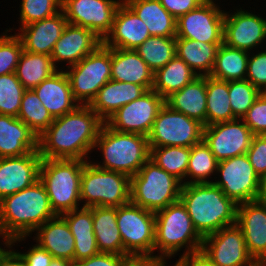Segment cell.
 Instances as JSON below:
<instances>
[{"label": "cell", "instance_id": "obj_1", "mask_svg": "<svg viewBox=\"0 0 266 266\" xmlns=\"http://www.w3.org/2000/svg\"><path fill=\"white\" fill-rule=\"evenodd\" d=\"M103 121L89 105H78L73 111L54 118L48 129L38 137L42 159L85 160L94 149Z\"/></svg>", "mask_w": 266, "mask_h": 266}, {"label": "cell", "instance_id": "obj_2", "mask_svg": "<svg viewBox=\"0 0 266 266\" xmlns=\"http://www.w3.org/2000/svg\"><path fill=\"white\" fill-rule=\"evenodd\" d=\"M55 216L40 180L0 200V229L9 245L20 242Z\"/></svg>", "mask_w": 266, "mask_h": 266}, {"label": "cell", "instance_id": "obj_3", "mask_svg": "<svg viewBox=\"0 0 266 266\" xmlns=\"http://www.w3.org/2000/svg\"><path fill=\"white\" fill-rule=\"evenodd\" d=\"M179 200L202 238L236 223L238 205L213 181L183 184Z\"/></svg>", "mask_w": 266, "mask_h": 266}, {"label": "cell", "instance_id": "obj_4", "mask_svg": "<svg viewBox=\"0 0 266 266\" xmlns=\"http://www.w3.org/2000/svg\"><path fill=\"white\" fill-rule=\"evenodd\" d=\"M101 149L104 161L94 164L98 168L117 171L132 177L149 160L148 137L136 133H122L113 130L106 123L95 141L94 148Z\"/></svg>", "mask_w": 266, "mask_h": 266}, {"label": "cell", "instance_id": "obj_5", "mask_svg": "<svg viewBox=\"0 0 266 266\" xmlns=\"http://www.w3.org/2000/svg\"><path fill=\"white\" fill-rule=\"evenodd\" d=\"M202 241L180 200L155 212L154 251L159 248L161 252L158 261L166 263L167 257L171 258L184 246L187 248L184 253L199 251Z\"/></svg>", "mask_w": 266, "mask_h": 266}, {"label": "cell", "instance_id": "obj_6", "mask_svg": "<svg viewBox=\"0 0 266 266\" xmlns=\"http://www.w3.org/2000/svg\"><path fill=\"white\" fill-rule=\"evenodd\" d=\"M85 162L79 159H42L39 180L46 189L50 206L56 215L79 208Z\"/></svg>", "mask_w": 266, "mask_h": 266}, {"label": "cell", "instance_id": "obj_7", "mask_svg": "<svg viewBox=\"0 0 266 266\" xmlns=\"http://www.w3.org/2000/svg\"><path fill=\"white\" fill-rule=\"evenodd\" d=\"M182 182L150 159L130 177V202L157 212L179 201Z\"/></svg>", "mask_w": 266, "mask_h": 266}, {"label": "cell", "instance_id": "obj_8", "mask_svg": "<svg viewBox=\"0 0 266 266\" xmlns=\"http://www.w3.org/2000/svg\"><path fill=\"white\" fill-rule=\"evenodd\" d=\"M83 207H119L130 202V177L98 168L86 161L81 176L80 201Z\"/></svg>", "mask_w": 266, "mask_h": 266}, {"label": "cell", "instance_id": "obj_9", "mask_svg": "<svg viewBox=\"0 0 266 266\" xmlns=\"http://www.w3.org/2000/svg\"><path fill=\"white\" fill-rule=\"evenodd\" d=\"M119 233L123 242L124 256L131 259H156L153 255L155 242V212L131 202L117 207Z\"/></svg>", "mask_w": 266, "mask_h": 266}, {"label": "cell", "instance_id": "obj_10", "mask_svg": "<svg viewBox=\"0 0 266 266\" xmlns=\"http://www.w3.org/2000/svg\"><path fill=\"white\" fill-rule=\"evenodd\" d=\"M73 98L79 105H90L100 88L111 80V48L101 44L80 62L67 66Z\"/></svg>", "mask_w": 266, "mask_h": 266}, {"label": "cell", "instance_id": "obj_11", "mask_svg": "<svg viewBox=\"0 0 266 266\" xmlns=\"http://www.w3.org/2000/svg\"><path fill=\"white\" fill-rule=\"evenodd\" d=\"M203 128L204 125L198 120L164 104L148 135V144L149 147H192L203 140Z\"/></svg>", "mask_w": 266, "mask_h": 266}, {"label": "cell", "instance_id": "obj_12", "mask_svg": "<svg viewBox=\"0 0 266 266\" xmlns=\"http://www.w3.org/2000/svg\"><path fill=\"white\" fill-rule=\"evenodd\" d=\"M216 172L221 180L213 183L237 205L257 199L260 178L246 154L218 161Z\"/></svg>", "mask_w": 266, "mask_h": 266}, {"label": "cell", "instance_id": "obj_13", "mask_svg": "<svg viewBox=\"0 0 266 266\" xmlns=\"http://www.w3.org/2000/svg\"><path fill=\"white\" fill-rule=\"evenodd\" d=\"M164 104L165 99L151 89L140 98L119 108L105 123L118 132L148 137Z\"/></svg>", "mask_w": 266, "mask_h": 266}, {"label": "cell", "instance_id": "obj_14", "mask_svg": "<svg viewBox=\"0 0 266 266\" xmlns=\"http://www.w3.org/2000/svg\"><path fill=\"white\" fill-rule=\"evenodd\" d=\"M222 11L213 0H205L176 20V38L223 43L225 13Z\"/></svg>", "mask_w": 266, "mask_h": 266}, {"label": "cell", "instance_id": "obj_15", "mask_svg": "<svg viewBox=\"0 0 266 266\" xmlns=\"http://www.w3.org/2000/svg\"><path fill=\"white\" fill-rule=\"evenodd\" d=\"M123 1L62 0L61 10L68 23L92 30L102 40L112 28L116 11Z\"/></svg>", "mask_w": 266, "mask_h": 266}, {"label": "cell", "instance_id": "obj_16", "mask_svg": "<svg viewBox=\"0 0 266 266\" xmlns=\"http://www.w3.org/2000/svg\"><path fill=\"white\" fill-rule=\"evenodd\" d=\"M241 119L219 122L203 128V140L214 157L224 160L246 154L254 135Z\"/></svg>", "mask_w": 266, "mask_h": 266}, {"label": "cell", "instance_id": "obj_17", "mask_svg": "<svg viewBox=\"0 0 266 266\" xmlns=\"http://www.w3.org/2000/svg\"><path fill=\"white\" fill-rule=\"evenodd\" d=\"M201 250L216 266H246L254 260L236 223L204 237Z\"/></svg>", "mask_w": 266, "mask_h": 266}, {"label": "cell", "instance_id": "obj_18", "mask_svg": "<svg viewBox=\"0 0 266 266\" xmlns=\"http://www.w3.org/2000/svg\"><path fill=\"white\" fill-rule=\"evenodd\" d=\"M236 11L233 14L225 13L223 43L250 52L266 38V19L242 9Z\"/></svg>", "mask_w": 266, "mask_h": 266}, {"label": "cell", "instance_id": "obj_19", "mask_svg": "<svg viewBox=\"0 0 266 266\" xmlns=\"http://www.w3.org/2000/svg\"><path fill=\"white\" fill-rule=\"evenodd\" d=\"M41 162L39 150L19 157L0 158V200L38 181Z\"/></svg>", "mask_w": 266, "mask_h": 266}, {"label": "cell", "instance_id": "obj_20", "mask_svg": "<svg viewBox=\"0 0 266 266\" xmlns=\"http://www.w3.org/2000/svg\"><path fill=\"white\" fill-rule=\"evenodd\" d=\"M236 224L242 230L250 256L266 261V204L257 200L238 204Z\"/></svg>", "mask_w": 266, "mask_h": 266}, {"label": "cell", "instance_id": "obj_21", "mask_svg": "<svg viewBox=\"0 0 266 266\" xmlns=\"http://www.w3.org/2000/svg\"><path fill=\"white\" fill-rule=\"evenodd\" d=\"M149 37L150 33L143 20L122 2L116 11L112 28L102 44L108 48L135 50Z\"/></svg>", "mask_w": 266, "mask_h": 266}, {"label": "cell", "instance_id": "obj_22", "mask_svg": "<svg viewBox=\"0 0 266 266\" xmlns=\"http://www.w3.org/2000/svg\"><path fill=\"white\" fill-rule=\"evenodd\" d=\"M101 44L102 39L92 30L68 23L55 43L51 58L55 66L56 62L62 61L72 66L93 53Z\"/></svg>", "mask_w": 266, "mask_h": 266}, {"label": "cell", "instance_id": "obj_23", "mask_svg": "<svg viewBox=\"0 0 266 266\" xmlns=\"http://www.w3.org/2000/svg\"><path fill=\"white\" fill-rule=\"evenodd\" d=\"M68 21L61 10L52 17L22 26L20 37L23 49L32 53L51 56L55 43L61 37Z\"/></svg>", "mask_w": 266, "mask_h": 266}, {"label": "cell", "instance_id": "obj_24", "mask_svg": "<svg viewBox=\"0 0 266 266\" xmlns=\"http://www.w3.org/2000/svg\"><path fill=\"white\" fill-rule=\"evenodd\" d=\"M147 91L144 86L111 79L100 88L89 106L105 123L119 108L140 98Z\"/></svg>", "mask_w": 266, "mask_h": 266}, {"label": "cell", "instance_id": "obj_25", "mask_svg": "<svg viewBox=\"0 0 266 266\" xmlns=\"http://www.w3.org/2000/svg\"><path fill=\"white\" fill-rule=\"evenodd\" d=\"M38 150L37 135L18 117L0 114V158Z\"/></svg>", "mask_w": 266, "mask_h": 266}, {"label": "cell", "instance_id": "obj_26", "mask_svg": "<svg viewBox=\"0 0 266 266\" xmlns=\"http://www.w3.org/2000/svg\"><path fill=\"white\" fill-rule=\"evenodd\" d=\"M33 91L53 118L61 117L79 105L73 98L69 79L62 69L42 81Z\"/></svg>", "mask_w": 266, "mask_h": 266}, {"label": "cell", "instance_id": "obj_27", "mask_svg": "<svg viewBox=\"0 0 266 266\" xmlns=\"http://www.w3.org/2000/svg\"><path fill=\"white\" fill-rule=\"evenodd\" d=\"M154 72L135 50L111 48V79L151 90Z\"/></svg>", "mask_w": 266, "mask_h": 266}, {"label": "cell", "instance_id": "obj_28", "mask_svg": "<svg viewBox=\"0 0 266 266\" xmlns=\"http://www.w3.org/2000/svg\"><path fill=\"white\" fill-rule=\"evenodd\" d=\"M35 231L37 243L46 249L53 258L74 262L75 239L66 220L61 215L46 221Z\"/></svg>", "mask_w": 266, "mask_h": 266}, {"label": "cell", "instance_id": "obj_29", "mask_svg": "<svg viewBox=\"0 0 266 266\" xmlns=\"http://www.w3.org/2000/svg\"><path fill=\"white\" fill-rule=\"evenodd\" d=\"M75 239L74 262L100 253L93 231L92 207H81L61 214Z\"/></svg>", "mask_w": 266, "mask_h": 266}, {"label": "cell", "instance_id": "obj_30", "mask_svg": "<svg viewBox=\"0 0 266 266\" xmlns=\"http://www.w3.org/2000/svg\"><path fill=\"white\" fill-rule=\"evenodd\" d=\"M172 110L184 113L206 126V76H198L165 99Z\"/></svg>", "mask_w": 266, "mask_h": 266}, {"label": "cell", "instance_id": "obj_31", "mask_svg": "<svg viewBox=\"0 0 266 266\" xmlns=\"http://www.w3.org/2000/svg\"><path fill=\"white\" fill-rule=\"evenodd\" d=\"M146 24L150 36L176 37V19L159 0H122Z\"/></svg>", "mask_w": 266, "mask_h": 266}, {"label": "cell", "instance_id": "obj_32", "mask_svg": "<svg viewBox=\"0 0 266 266\" xmlns=\"http://www.w3.org/2000/svg\"><path fill=\"white\" fill-rule=\"evenodd\" d=\"M93 231L100 253L124 255L123 242L119 233L117 207H92Z\"/></svg>", "mask_w": 266, "mask_h": 266}, {"label": "cell", "instance_id": "obj_33", "mask_svg": "<svg viewBox=\"0 0 266 266\" xmlns=\"http://www.w3.org/2000/svg\"><path fill=\"white\" fill-rule=\"evenodd\" d=\"M221 44L176 38V55L198 76H209L214 66L218 47ZM196 70H199V73Z\"/></svg>", "mask_w": 266, "mask_h": 266}, {"label": "cell", "instance_id": "obj_34", "mask_svg": "<svg viewBox=\"0 0 266 266\" xmlns=\"http://www.w3.org/2000/svg\"><path fill=\"white\" fill-rule=\"evenodd\" d=\"M198 75L177 55L153 75L152 89L166 99L181 90Z\"/></svg>", "mask_w": 266, "mask_h": 266}, {"label": "cell", "instance_id": "obj_35", "mask_svg": "<svg viewBox=\"0 0 266 266\" xmlns=\"http://www.w3.org/2000/svg\"><path fill=\"white\" fill-rule=\"evenodd\" d=\"M56 67L51 56L23 50L15 74L26 90H33L57 72Z\"/></svg>", "mask_w": 266, "mask_h": 266}, {"label": "cell", "instance_id": "obj_36", "mask_svg": "<svg viewBox=\"0 0 266 266\" xmlns=\"http://www.w3.org/2000/svg\"><path fill=\"white\" fill-rule=\"evenodd\" d=\"M242 49L231 48L222 43L217 50L210 77L222 81L244 80L250 53Z\"/></svg>", "mask_w": 266, "mask_h": 266}, {"label": "cell", "instance_id": "obj_37", "mask_svg": "<svg viewBox=\"0 0 266 266\" xmlns=\"http://www.w3.org/2000/svg\"><path fill=\"white\" fill-rule=\"evenodd\" d=\"M235 119L229 100V82L206 76V126Z\"/></svg>", "mask_w": 266, "mask_h": 266}, {"label": "cell", "instance_id": "obj_38", "mask_svg": "<svg viewBox=\"0 0 266 266\" xmlns=\"http://www.w3.org/2000/svg\"><path fill=\"white\" fill-rule=\"evenodd\" d=\"M135 51L155 72L176 56V37L150 36Z\"/></svg>", "mask_w": 266, "mask_h": 266}, {"label": "cell", "instance_id": "obj_39", "mask_svg": "<svg viewBox=\"0 0 266 266\" xmlns=\"http://www.w3.org/2000/svg\"><path fill=\"white\" fill-rule=\"evenodd\" d=\"M150 157L157 166L175 176L181 182L186 178L191 147H149Z\"/></svg>", "mask_w": 266, "mask_h": 266}, {"label": "cell", "instance_id": "obj_40", "mask_svg": "<svg viewBox=\"0 0 266 266\" xmlns=\"http://www.w3.org/2000/svg\"><path fill=\"white\" fill-rule=\"evenodd\" d=\"M36 135L41 136L54 121L46 107L33 90H26L17 116Z\"/></svg>", "mask_w": 266, "mask_h": 266}, {"label": "cell", "instance_id": "obj_41", "mask_svg": "<svg viewBox=\"0 0 266 266\" xmlns=\"http://www.w3.org/2000/svg\"><path fill=\"white\" fill-rule=\"evenodd\" d=\"M217 166L218 160L214 157L210 147L202 140L191 147L186 178L192 179L183 181L182 184L211 183L206 178L217 171Z\"/></svg>", "mask_w": 266, "mask_h": 266}, {"label": "cell", "instance_id": "obj_42", "mask_svg": "<svg viewBox=\"0 0 266 266\" xmlns=\"http://www.w3.org/2000/svg\"><path fill=\"white\" fill-rule=\"evenodd\" d=\"M25 91L15 72L0 75V114L17 117Z\"/></svg>", "mask_w": 266, "mask_h": 266}, {"label": "cell", "instance_id": "obj_43", "mask_svg": "<svg viewBox=\"0 0 266 266\" xmlns=\"http://www.w3.org/2000/svg\"><path fill=\"white\" fill-rule=\"evenodd\" d=\"M262 92L249 81H229V100L236 119H242Z\"/></svg>", "mask_w": 266, "mask_h": 266}, {"label": "cell", "instance_id": "obj_44", "mask_svg": "<svg viewBox=\"0 0 266 266\" xmlns=\"http://www.w3.org/2000/svg\"><path fill=\"white\" fill-rule=\"evenodd\" d=\"M21 27L54 16L61 11L62 0H22Z\"/></svg>", "mask_w": 266, "mask_h": 266}, {"label": "cell", "instance_id": "obj_45", "mask_svg": "<svg viewBox=\"0 0 266 266\" xmlns=\"http://www.w3.org/2000/svg\"><path fill=\"white\" fill-rule=\"evenodd\" d=\"M23 50L22 41L17 34L0 36V75L15 72Z\"/></svg>", "mask_w": 266, "mask_h": 266}, {"label": "cell", "instance_id": "obj_46", "mask_svg": "<svg viewBox=\"0 0 266 266\" xmlns=\"http://www.w3.org/2000/svg\"><path fill=\"white\" fill-rule=\"evenodd\" d=\"M241 120L253 135H266V93L259 95Z\"/></svg>", "mask_w": 266, "mask_h": 266}, {"label": "cell", "instance_id": "obj_47", "mask_svg": "<svg viewBox=\"0 0 266 266\" xmlns=\"http://www.w3.org/2000/svg\"><path fill=\"white\" fill-rule=\"evenodd\" d=\"M261 92L266 90V50L248 58L245 78Z\"/></svg>", "mask_w": 266, "mask_h": 266}, {"label": "cell", "instance_id": "obj_48", "mask_svg": "<svg viewBox=\"0 0 266 266\" xmlns=\"http://www.w3.org/2000/svg\"><path fill=\"white\" fill-rule=\"evenodd\" d=\"M246 155L259 178L266 175V135H254Z\"/></svg>", "mask_w": 266, "mask_h": 266}, {"label": "cell", "instance_id": "obj_49", "mask_svg": "<svg viewBox=\"0 0 266 266\" xmlns=\"http://www.w3.org/2000/svg\"><path fill=\"white\" fill-rule=\"evenodd\" d=\"M130 260V257L124 255L99 253L88 259L74 262L73 266H125Z\"/></svg>", "mask_w": 266, "mask_h": 266}, {"label": "cell", "instance_id": "obj_50", "mask_svg": "<svg viewBox=\"0 0 266 266\" xmlns=\"http://www.w3.org/2000/svg\"><path fill=\"white\" fill-rule=\"evenodd\" d=\"M160 4L177 20L197 8L205 0H159Z\"/></svg>", "mask_w": 266, "mask_h": 266}, {"label": "cell", "instance_id": "obj_51", "mask_svg": "<svg viewBox=\"0 0 266 266\" xmlns=\"http://www.w3.org/2000/svg\"><path fill=\"white\" fill-rule=\"evenodd\" d=\"M25 260L27 266H49L53 256L38 243L26 253H19Z\"/></svg>", "mask_w": 266, "mask_h": 266}, {"label": "cell", "instance_id": "obj_52", "mask_svg": "<svg viewBox=\"0 0 266 266\" xmlns=\"http://www.w3.org/2000/svg\"><path fill=\"white\" fill-rule=\"evenodd\" d=\"M175 266H216L202 251L183 253Z\"/></svg>", "mask_w": 266, "mask_h": 266}, {"label": "cell", "instance_id": "obj_53", "mask_svg": "<svg viewBox=\"0 0 266 266\" xmlns=\"http://www.w3.org/2000/svg\"><path fill=\"white\" fill-rule=\"evenodd\" d=\"M0 266H27V264L19 252L3 249L0 251Z\"/></svg>", "mask_w": 266, "mask_h": 266}, {"label": "cell", "instance_id": "obj_54", "mask_svg": "<svg viewBox=\"0 0 266 266\" xmlns=\"http://www.w3.org/2000/svg\"><path fill=\"white\" fill-rule=\"evenodd\" d=\"M161 263L156 259H131L125 266H159Z\"/></svg>", "mask_w": 266, "mask_h": 266}, {"label": "cell", "instance_id": "obj_55", "mask_svg": "<svg viewBox=\"0 0 266 266\" xmlns=\"http://www.w3.org/2000/svg\"><path fill=\"white\" fill-rule=\"evenodd\" d=\"M256 200L266 204V175L260 178L259 194Z\"/></svg>", "mask_w": 266, "mask_h": 266}, {"label": "cell", "instance_id": "obj_56", "mask_svg": "<svg viewBox=\"0 0 266 266\" xmlns=\"http://www.w3.org/2000/svg\"><path fill=\"white\" fill-rule=\"evenodd\" d=\"M73 264L74 262L66 259L53 258L49 266H73Z\"/></svg>", "mask_w": 266, "mask_h": 266}, {"label": "cell", "instance_id": "obj_57", "mask_svg": "<svg viewBox=\"0 0 266 266\" xmlns=\"http://www.w3.org/2000/svg\"><path fill=\"white\" fill-rule=\"evenodd\" d=\"M246 266H266V261L264 260H253L250 264Z\"/></svg>", "mask_w": 266, "mask_h": 266}, {"label": "cell", "instance_id": "obj_58", "mask_svg": "<svg viewBox=\"0 0 266 266\" xmlns=\"http://www.w3.org/2000/svg\"><path fill=\"white\" fill-rule=\"evenodd\" d=\"M0 235H1L2 238H3V240H4L3 242H5L4 244L6 245V247H8V248L10 247V248H11L12 246L9 245V241L3 236L2 232H1V229H0ZM1 250H3V249L0 248V251H1Z\"/></svg>", "mask_w": 266, "mask_h": 266}, {"label": "cell", "instance_id": "obj_59", "mask_svg": "<svg viewBox=\"0 0 266 266\" xmlns=\"http://www.w3.org/2000/svg\"><path fill=\"white\" fill-rule=\"evenodd\" d=\"M165 262H162L159 266H167ZM175 266V265H174Z\"/></svg>", "mask_w": 266, "mask_h": 266}]
</instances>
